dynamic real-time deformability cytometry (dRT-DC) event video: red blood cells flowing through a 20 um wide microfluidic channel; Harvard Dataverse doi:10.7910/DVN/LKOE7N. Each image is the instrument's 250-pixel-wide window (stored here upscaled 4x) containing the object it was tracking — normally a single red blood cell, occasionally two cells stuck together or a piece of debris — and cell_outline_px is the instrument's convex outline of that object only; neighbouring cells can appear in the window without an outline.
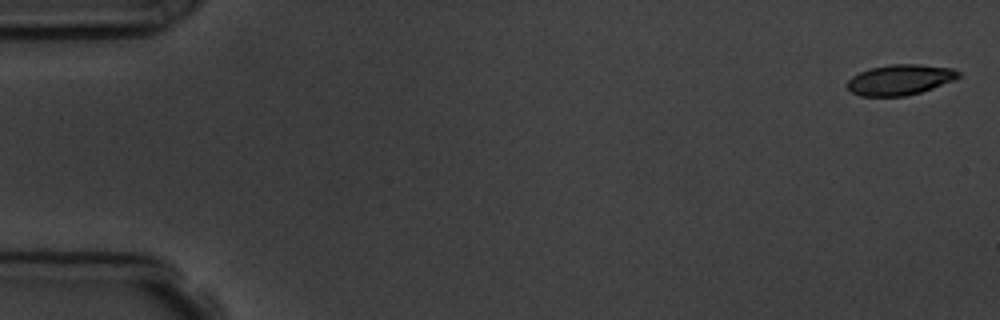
{"species": "common noctule bat (a hibernating species)", "species_latin": "Nyctalus noctula", "temperature_condition": "room temperature", "stored_images_in_passage": 6, "segment_of_instrument_passage": [1, 2], "camera_frame_rate_fps": 3000, "um_per_image_px": 0.085, "animal": {"sex": "male", "body_mass_g": 19.5, "forearm_length_mm": 54.6}, "frame": {"image": 1, "passage_image": 1, "time_ms": 0.0, "image_size_px": [1000, 320], "cell_outline_px": [[960, 76], [952, 80], [932, 88], [920, 92], [904, 96], [860, 96], [852, 92], [844, 84], [852, 76], [860, 72], [872, 68], [892, 64], [920, 64], [952, 68], [960, 72]], "centroid_in_image_um": [76.47, 6.78], "position_along_channel_um": 8.5, "area_um2": 19.59}}
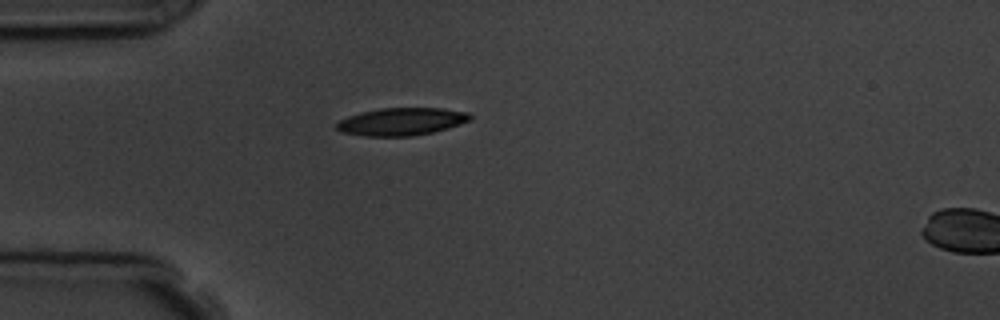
{"frame": {"image": 2, "passage_image": 5, "time_ms": 4.667, "image_size_px": [1000, 320], "cell_outline_px": [[472, 120], [448, 128], [432, 132], [412, 136], [364, 136], [340, 132], [336, 128], [336, 124], [340, 120], [348, 116], [360, 112], [380, 108], [444, 108], [468, 112], [472, 116]], "centroid_in_image_um": [34.13, 10.33], "position_along_channel_um": 50.9, "area_um2": 21.62}}